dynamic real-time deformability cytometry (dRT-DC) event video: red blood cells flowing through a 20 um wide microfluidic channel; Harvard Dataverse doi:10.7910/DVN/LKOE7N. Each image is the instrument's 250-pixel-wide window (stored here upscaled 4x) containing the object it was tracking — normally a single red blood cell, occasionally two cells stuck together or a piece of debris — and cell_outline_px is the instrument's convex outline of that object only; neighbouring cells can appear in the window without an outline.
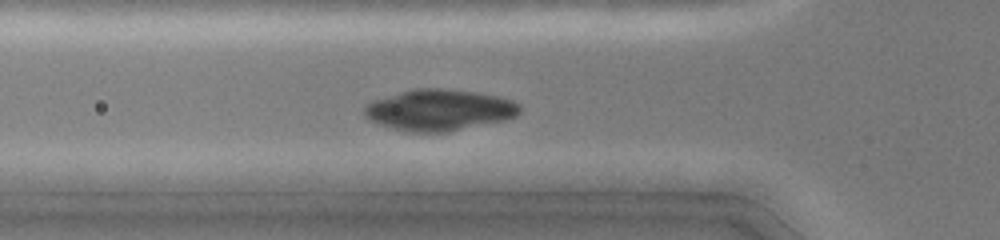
{"species": "common noctule bat (a hibernating species)", "species_latin": "Nyctalus noctula", "temperature_condition": "cold", "stored_images_in_passage": 18, "camera_frame_rate_fps": 3000, "um_per_image_px": 0.085, "animal": {"sex": "female", "body_mass_g": 19.0, "forearm_length_mm": 51.5}, "frame": {"image": 1, "passage_image": 16, "time_ms": 5.0, "image_size_px": [1000, 240], "cell_outline_px": [[520, 112], [516, 116], [504, 120], [444, 132], [412, 132], [380, 124], [372, 120], [364, 112], [364, 108], [372, 100], [412, 88], [444, 88], [476, 92], [500, 96], [512, 100], [520, 104]], "centroid_in_image_um": [37.37, 9.32], "position_along_channel_um": 88.4, "area_um2": 36.99}}